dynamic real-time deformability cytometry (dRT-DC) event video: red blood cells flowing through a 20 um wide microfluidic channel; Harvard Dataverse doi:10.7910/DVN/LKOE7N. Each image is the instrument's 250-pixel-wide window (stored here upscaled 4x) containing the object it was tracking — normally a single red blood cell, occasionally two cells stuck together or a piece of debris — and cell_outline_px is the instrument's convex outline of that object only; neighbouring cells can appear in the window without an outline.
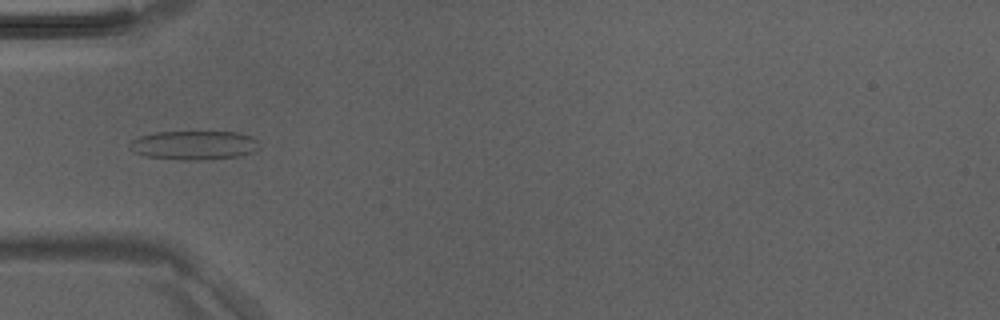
{"species": "Egyptian fruit bat (a non-hibernating species)", "species_latin": "Rousettus aegyptiacus", "temperature_condition": "room temperature", "stored_images_in_passage": 5, "camera_frame_rate_fps": 3000, "um_per_image_px": 0.085, "animal": {"sex": "male"}, "frame": {"image": 1, "passage_image": 3, "time_ms": 0.667, "image_size_px": [1000, 320], "cell_outline_px": [[260, 148], [252, 152], [240, 156], [200, 160], [180, 160], [144, 156], [132, 152], [128, 148], [128, 144], [132, 140], [140, 136], [156, 132], [236, 132], [252, 136], [256, 140]], "centroid_in_image_um": [16.45, 12.35], "position_along_channel_um": 68.5, "area_um2": 22.08}}
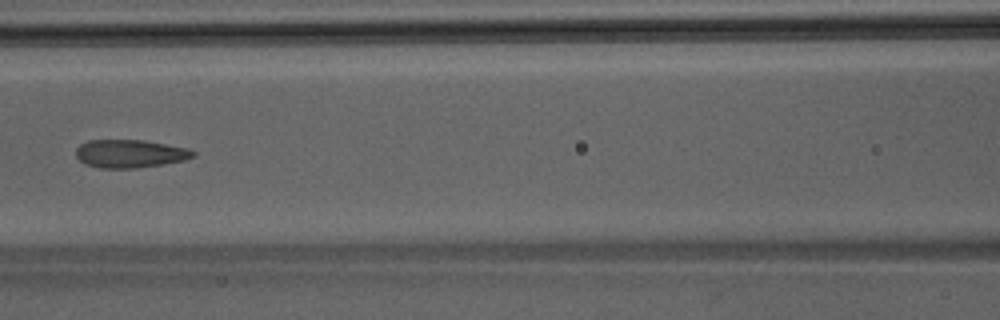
{"frame": {"image": 2, "passage_image": 5, "time_ms": 1.333, "image_size_px": [1000, 320], "cell_outline_px": [[196, 156], [184, 160], [164, 164], [136, 168], [100, 168], [84, 164], [76, 156], [76, 148], [80, 144], [88, 140], [144, 140], [188, 148], [196, 152]], "centroid_in_image_um": [11.05, 13.06], "position_along_channel_um": 155.5, "area_um2": 19.31}}